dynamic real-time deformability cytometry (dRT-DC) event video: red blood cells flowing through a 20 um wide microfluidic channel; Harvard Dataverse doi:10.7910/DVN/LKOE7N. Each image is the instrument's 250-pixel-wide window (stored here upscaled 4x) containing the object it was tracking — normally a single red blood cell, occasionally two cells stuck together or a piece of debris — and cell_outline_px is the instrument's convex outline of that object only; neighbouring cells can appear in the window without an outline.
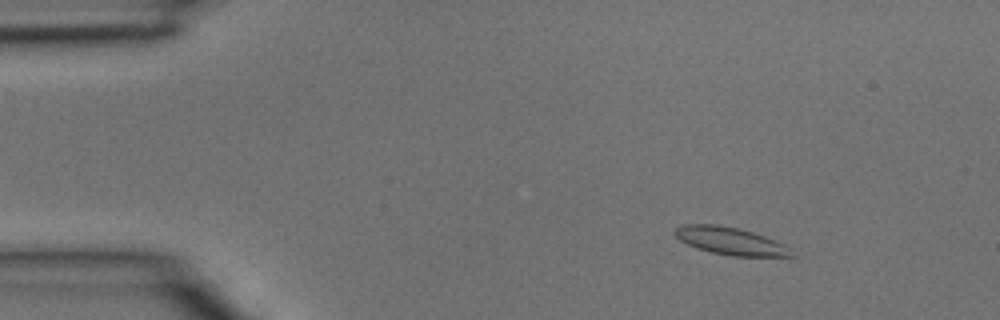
{"species": "common noctule bat (a hibernating species)", "species_latin": "Nyctalus noctula", "temperature_condition": "room temperature", "stored_images_in_passage": 12, "camera_frame_rate_fps": 3000, "um_per_image_px": 0.085, "animal": {"sex": "male", "body_mass_g": 15.6}, "frame": {"image": 1, "passage_image": 6, "time_ms": 1.667, "image_size_px": [1000, 320], "cell_outline_px": [[796, 256], [732, 256], [712, 252], [696, 248], [680, 240], [672, 232], [676, 228], [684, 224], [716, 224], [740, 228], [764, 236], [784, 244]], "centroid_in_image_um": [62.05, 20.47], "position_along_channel_um": 22.9, "area_um2": 18.55}}